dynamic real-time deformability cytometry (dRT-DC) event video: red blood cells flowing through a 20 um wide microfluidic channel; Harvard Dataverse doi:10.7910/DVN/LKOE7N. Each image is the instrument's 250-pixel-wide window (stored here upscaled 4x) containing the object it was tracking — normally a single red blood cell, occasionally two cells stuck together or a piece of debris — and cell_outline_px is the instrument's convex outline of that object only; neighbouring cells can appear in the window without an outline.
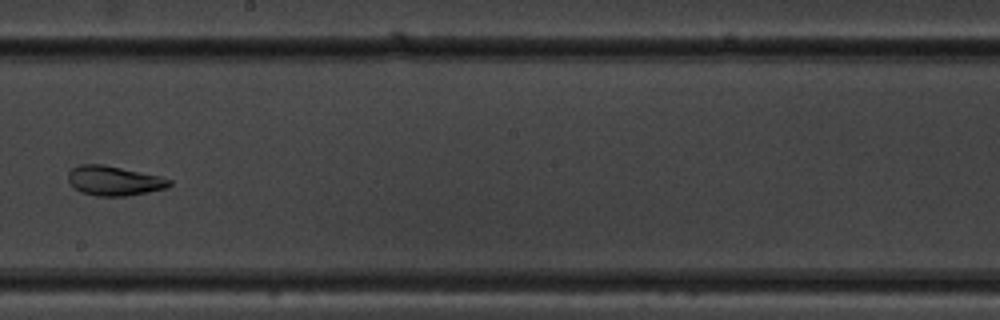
{"species": "common noctule bat (a hibernating species)", "species_latin": "Nyctalus noctula", "temperature_condition": "warm", "stored_images_in_passage": 9, "camera_frame_rate_fps": 3000, "um_per_image_px": 0.085, "animal": {"sex": "male", "body_mass_g": 19.5, "forearm_length_mm": 54.6}, "frame": {"image": 1, "passage_image": 8, "time_ms": 2.333, "image_size_px": [1000, 320], "cell_outline_px": [[172, 184], [168, 188], [128, 196], [96, 196], [80, 192], [72, 188], [68, 184], [68, 172], [72, 168], [80, 164], [104, 164], [160, 176], [172, 180]], "centroid_in_image_um": [9.67, 15.37], "position_along_channel_um": 238.5, "area_um2": 17.8}}